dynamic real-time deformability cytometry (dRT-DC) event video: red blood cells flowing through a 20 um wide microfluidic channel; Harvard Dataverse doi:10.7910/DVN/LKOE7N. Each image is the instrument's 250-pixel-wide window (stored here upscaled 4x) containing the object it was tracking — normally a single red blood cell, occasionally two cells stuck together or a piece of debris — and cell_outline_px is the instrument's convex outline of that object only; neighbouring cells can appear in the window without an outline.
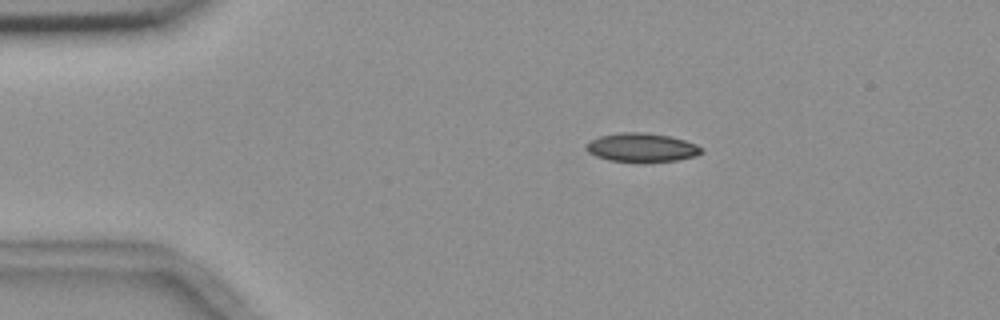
{"species": "common noctule bat (a hibernating species)", "species_latin": "Nyctalus noctula", "temperature_condition": "room temperature", "stored_images_in_passage": 46, "camera_frame_rate_fps": 3000, "um_per_image_px": 0.085, "animal": {"sex": "female", "body_mass_g": 18.4}, "frame": {"image": 1, "passage_image": 1, "time_ms": 0.0, "image_size_px": [1000, 320], "cell_outline_px": [[704, 152], [696, 156], [676, 160], [644, 164], [608, 160], [596, 156], [588, 152], [584, 148], [584, 144], [588, 140], [600, 136], [620, 132], [644, 132], [668, 136], [684, 140], [696, 144], [704, 148]], "centroid_in_image_um": [54.52, 12.56], "position_along_channel_um": 30.5, "area_um2": 20.0}}
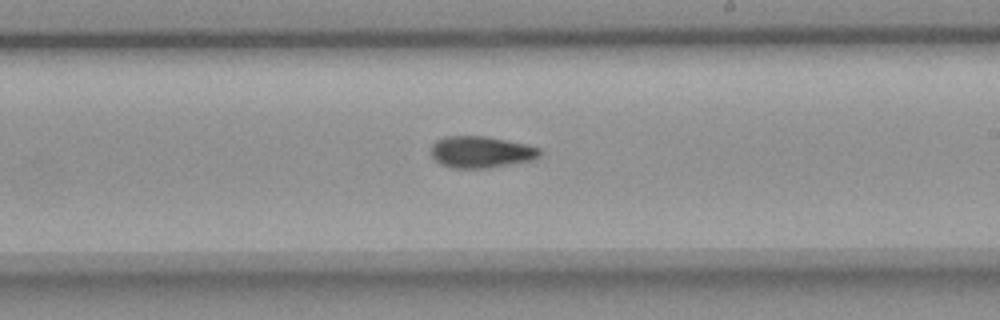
{"frame": {"image": 2, "passage_image": 23, "time_ms": 7.333, "image_size_px": [1000, 320], "cell_outline_px": [[544, 152], [536, 160], [488, 168], [452, 168], [440, 164], [432, 160], [432, 144], [436, 140], [444, 136], [484, 136], [524, 144], [540, 148]], "centroid_in_image_um": [40.9, 12.93], "position_along_channel_um": 248.1, "area_um2": 20.29}}
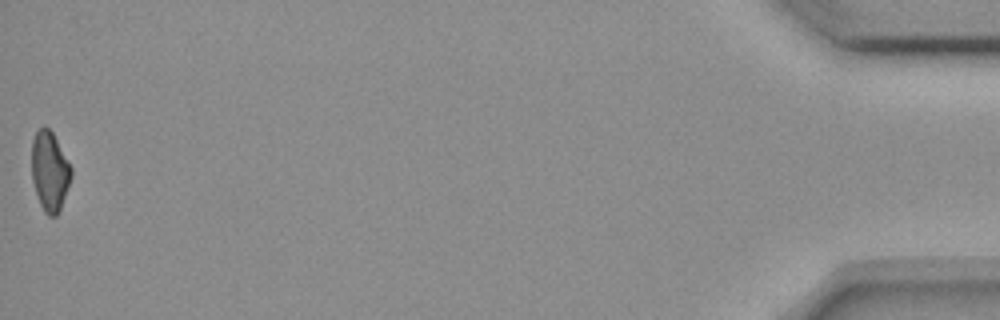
{"frame": {"image": 3, "passage_image": 46, "time_ms": 15.0, "image_size_px": [1000, 320], "cell_outline_px": [[72, 176], [60, 208], [56, 216], [48, 216], [44, 212], [40, 204], [32, 180], [32, 140], [36, 132], [44, 124], [52, 132], [72, 168]], "centroid_in_image_um": [4.22, 14.54], "position_along_channel_um": 431.0, "area_um2": 18.15}}